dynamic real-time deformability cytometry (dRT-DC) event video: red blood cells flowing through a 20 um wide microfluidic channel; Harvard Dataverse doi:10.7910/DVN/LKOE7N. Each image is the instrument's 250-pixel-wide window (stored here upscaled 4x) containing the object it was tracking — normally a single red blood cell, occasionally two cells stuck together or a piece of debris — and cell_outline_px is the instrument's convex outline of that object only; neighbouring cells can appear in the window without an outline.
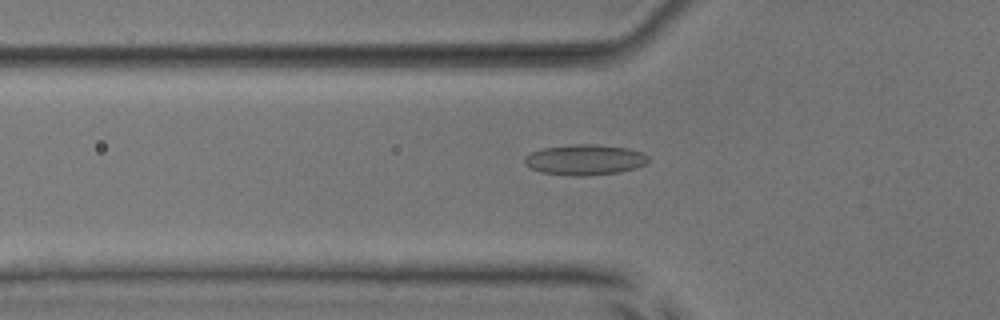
{"species": "common noctule bat (a hibernating species)", "species_latin": "Nyctalus noctula", "temperature_condition": "room temperature", "stored_images_in_passage": 42, "camera_frame_rate_fps": 3000, "um_per_image_px": 0.085, "animal": {"sex": "male", "body_mass_g": 17.9, "forearm_length_mm": 54.2}, "frame": {"image": 1, "passage_image": 8, "time_ms": 2.333, "image_size_px": [1000, 320], "cell_outline_px": [[648, 160], [644, 164], [636, 168], [620, 172], [588, 176], [572, 176], [540, 172], [524, 164], [524, 156], [532, 152], [544, 148], [572, 144], [596, 144], [628, 148], [644, 152], [648, 156]], "centroid_in_image_um": [49.72, 13.58], "position_along_channel_um": 76.1, "area_um2": 22.2}}
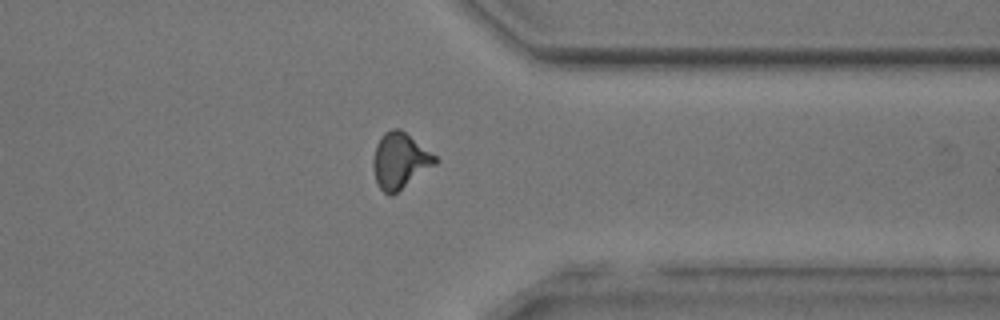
{"frame": {"image": 2, "passage_image": 31, "time_ms": 10.0, "image_size_px": [1000, 320], "cell_outline_px": [[440, 160], [436, 164], [392, 196], [388, 196], [380, 188], [376, 180], [372, 164], [372, 160], [376, 144], [380, 136], [384, 132], [392, 128], [400, 128], [436, 156]], "centroid_in_image_um": [33.98, 13.66], "position_along_channel_um": 377.4, "area_um2": 20.23}}
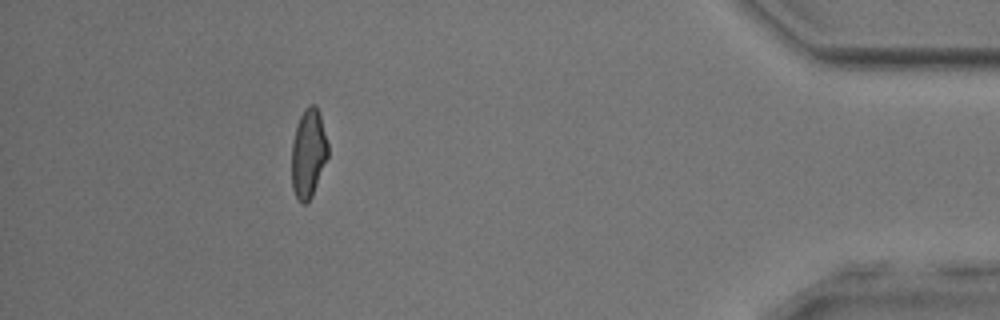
{"frame": {"image": 3, "passage_image": 37, "time_ms": 12.0, "image_size_px": [1000, 320], "cell_outline_px": [[328, 156], [312, 196], [304, 204], [300, 204], [292, 188], [292, 144], [296, 128], [300, 116], [304, 108], [308, 104], [316, 104], [320, 116], [328, 144]], "centroid_in_image_um": [26.21, 13.03], "position_along_channel_um": 409.0, "area_um2": 18.67}, "authors_computed_cell_mechanics": {"area_um2": 19.3919, "velocity_mm_per_s": 3.9777, "shape_relaxation_time_tau1_ms": 6.745, "shape_relaxation_time_tau2_ms": 1.3215, "deformation_change_tau1": 0.1658, "deformation_change_tau2": 0.0919}}